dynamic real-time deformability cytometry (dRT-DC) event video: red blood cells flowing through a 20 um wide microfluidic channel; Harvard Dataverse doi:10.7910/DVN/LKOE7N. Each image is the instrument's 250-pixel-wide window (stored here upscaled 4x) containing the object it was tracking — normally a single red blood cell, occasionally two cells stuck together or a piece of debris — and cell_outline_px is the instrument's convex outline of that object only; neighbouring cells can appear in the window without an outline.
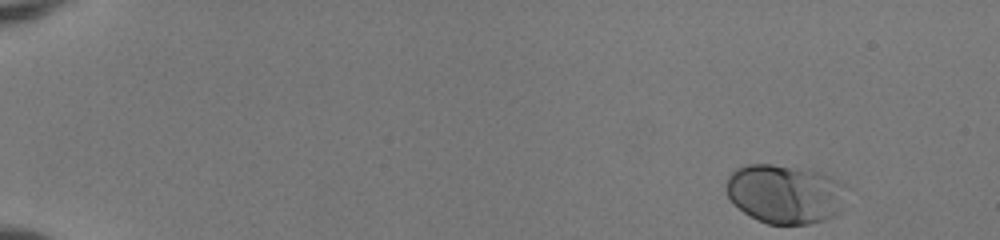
{"species": "human", "species_latin": "Homo sapiens", "temperature_condition": "room temperature", "stored_images_in_passage": 49, "camera_frame_rate_fps": 3000, "um_per_image_px": 0.085, "donor": {"sex": "female"}, "frame": {"image": 1, "passage_image": 1, "time_ms": 0.0, "image_size_px": [1000, 240], "cell_outline_px": [[848, 188], [844, 208], [836, 216], [824, 220], [808, 224], [768, 224], [756, 220], [744, 212], [728, 196], [724, 184], [728, 176], [736, 168], [748, 164], [772, 164], [820, 172], [844, 184]], "centroid_in_image_um": [66.76, 16.49], "position_along_channel_um": 18.2, "area_um2": 41.85}}
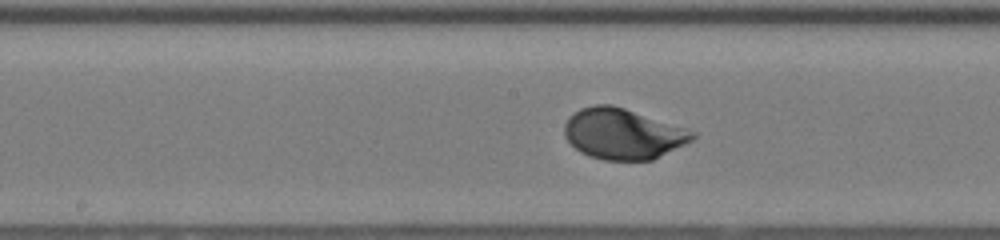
{"frame": {"image": 2, "passage_image": 26, "time_ms": 8.333, "image_size_px": [1000, 240], "cell_outline_px": [[696, 136], [692, 140], [652, 160], [604, 160], [588, 156], [580, 152], [564, 136], [564, 124], [568, 116], [580, 108], [592, 104], [612, 104], [696, 132]], "centroid_in_image_um": [52.89, 11.37], "position_along_channel_um": 195.3, "area_um2": 37.63}}
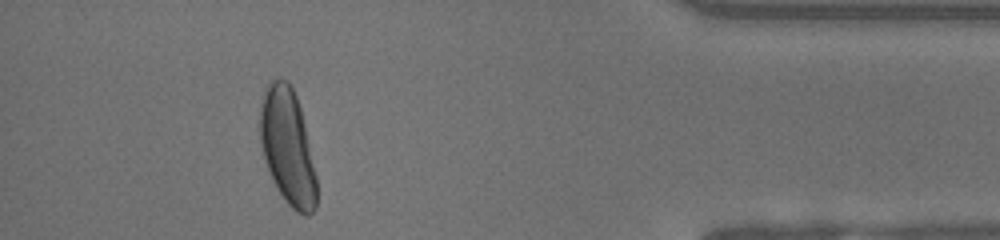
{"frame": {"image": 3, "passage_image": 45, "time_ms": 14.667, "image_size_px": [1000, 240], "cell_outline_px": [[316, 208], [308, 216], [304, 216], [296, 212], [284, 200], [276, 188], [268, 172], [264, 160], [260, 144], [260, 104], [264, 92], [268, 84], [276, 76], [288, 80], [296, 96], [300, 108], [304, 124], [316, 176]], "centroid_in_image_um": [24.42, 12.49], "position_along_channel_um": 410.8, "area_um2": 38.38}, "authors_computed_cell_mechanics": {"area_um2": 37.5122, "velocity_mm_per_s": 3.9787, "shape_relaxation_time_tau1_ms": 2.2069, "shape_relaxation_time_tau2_ms": null, "deformation_change_tau1": 0.1556, "deformation_change_tau2": null}}